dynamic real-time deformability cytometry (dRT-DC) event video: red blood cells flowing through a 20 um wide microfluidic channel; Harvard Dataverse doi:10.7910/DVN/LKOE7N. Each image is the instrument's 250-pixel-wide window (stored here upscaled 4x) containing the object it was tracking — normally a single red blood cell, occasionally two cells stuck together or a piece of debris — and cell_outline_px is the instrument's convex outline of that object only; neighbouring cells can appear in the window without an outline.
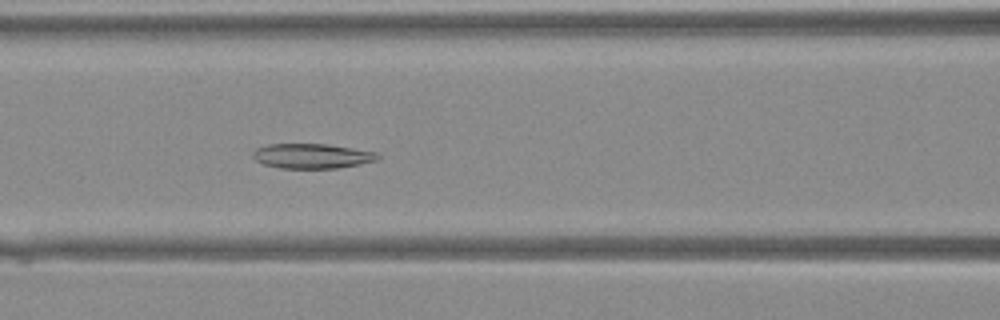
{"species": "Egyptian fruit bat (a non-hibernating species)", "species_latin": "Rousettus aegyptiacus", "temperature_condition": "warm", "stored_images_in_passage": 43, "camera_frame_rate_fps": 3000, "um_per_image_px": 0.085, "animal": {"sex": "female"}, "frame": {"image": 1, "passage_image": 19, "time_ms": 6.0, "image_size_px": [1000, 320], "cell_outline_px": [[380, 160], [360, 164], [336, 168], [280, 168], [264, 164], [256, 160], [252, 156], [252, 152], [256, 148], [268, 144], [324, 144], [352, 148], [376, 152], [380, 156]], "centroid_in_image_um": [26.52, 13.26], "position_along_channel_um": 140.1, "area_um2": 18.03}}
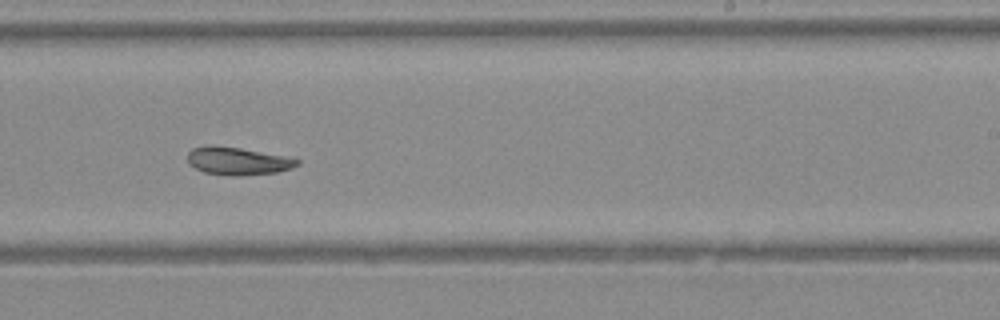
{"frame": {"image": 2, "passage_image": 27, "time_ms": 8.667, "image_size_px": [1000, 320], "cell_outline_px": [[300, 164], [292, 168], [276, 172], [236, 176], [204, 172], [188, 164], [188, 152], [192, 148], [208, 144], [212, 144], [240, 148], [300, 160]], "centroid_in_image_um": [20.14, 13.67], "position_along_channel_um": 268.9, "area_um2": 17.51}}
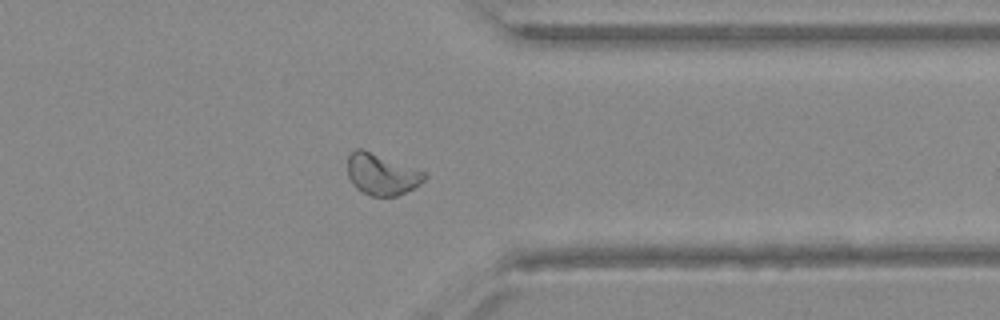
{"frame": {"image": 3, "passage_image": 34, "time_ms": 11.0, "image_size_px": [1000, 320], "cell_outline_px": [[428, 176], [420, 184], [396, 196], [372, 196], [356, 188], [352, 184], [348, 176], [348, 152], [356, 148], [360, 148], [424, 172]], "centroid_in_image_um": [32.4, 14.81], "position_along_channel_um": 379.0, "area_um2": 18.15}}